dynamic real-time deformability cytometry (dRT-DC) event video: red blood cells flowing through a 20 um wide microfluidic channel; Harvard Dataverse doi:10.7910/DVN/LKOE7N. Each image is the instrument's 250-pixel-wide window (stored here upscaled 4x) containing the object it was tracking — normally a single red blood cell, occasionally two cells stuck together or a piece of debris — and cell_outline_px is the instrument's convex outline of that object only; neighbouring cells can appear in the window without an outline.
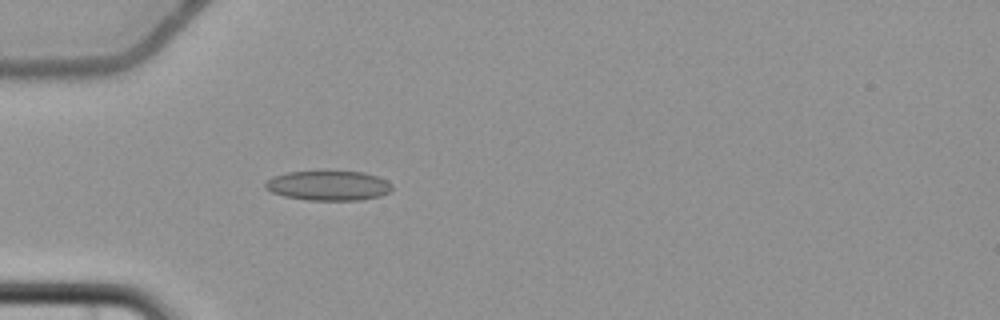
{"species": "common noctule bat (a hibernating species)", "species_latin": "Nyctalus noctula", "temperature_condition": "cold", "stored_images_in_passage": 6, "camera_frame_rate_fps": 3000, "um_per_image_px": 0.085, "animal": {"sex": "female", "body_mass_g": 22.7, "forearm_length_mm": 54.2}, "frame": {"image": 1, "passage_image": 6, "time_ms": 6.0, "image_size_px": [1000, 320], "cell_outline_px": [[392, 188], [388, 192], [380, 196], [360, 200], [308, 200], [284, 196], [272, 192], [264, 188], [264, 184], [272, 176], [288, 172], [364, 172], [388, 180], [392, 184]], "centroid_in_image_um": [27.91, 15.78], "position_along_channel_um": 57.1, "area_um2": 21.85}}